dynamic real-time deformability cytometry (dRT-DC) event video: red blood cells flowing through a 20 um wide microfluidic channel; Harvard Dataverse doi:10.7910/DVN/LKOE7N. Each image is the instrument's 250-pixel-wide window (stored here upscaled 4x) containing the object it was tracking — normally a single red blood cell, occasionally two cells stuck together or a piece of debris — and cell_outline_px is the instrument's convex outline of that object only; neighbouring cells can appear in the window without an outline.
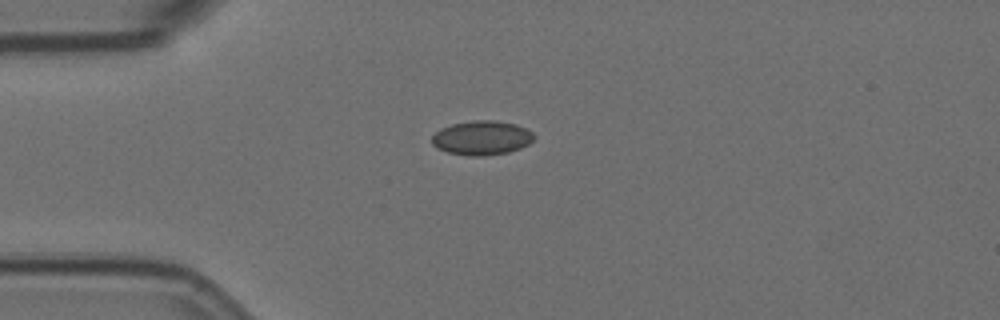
{"species": "Egyptian fruit bat (a non-hibernating species)", "species_latin": "Rousettus aegyptiacus", "temperature_condition": "room temperature", "stored_images_in_passage": 43, "camera_frame_rate_fps": 3000, "um_per_image_px": 0.085, "animal": {"sex": "female"}, "frame": {"image": 1, "passage_image": 1, "time_ms": 0.0, "image_size_px": [1000, 320], "cell_outline_px": [[536, 136], [528, 144], [520, 148], [508, 152], [484, 156], [468, 156], [448, 152], [436, 148], [432, 144], [432, 136], [440, 128], [452, 124], [472, 120], [496, 120], [516, 124], [532, 132]], "centroid_in_image_um": [40.94, 11.71], "position_along_channel_um": 44.1, "area_um2": 20.46}}
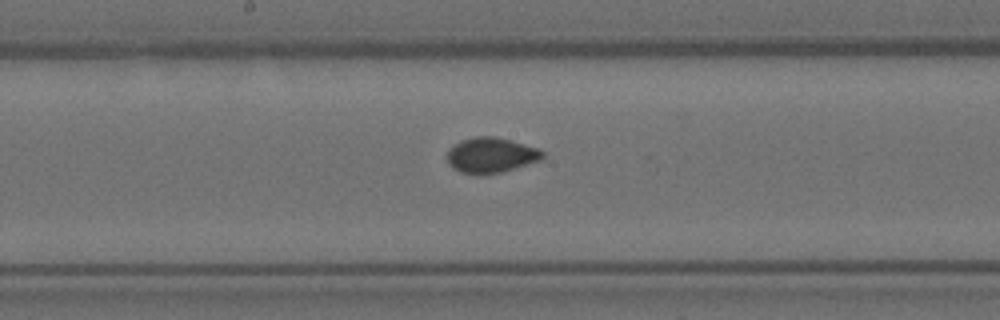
{"frame": {"image": 2, "passage_image": 16, "time_ms": 5.0, "image_size_px": [1000, 320], "cell_outline_px": [[544, 156], [540, 160], [500, 172], [460, 172], [452, 168], [448, 164], [448, 148], [452, 144], [460, 140], [476, 136], [496, 136], [536, 148], [544, 152]], "centroid_in_image_um": [41.69, 13.15], "position_along_channel_um": 206.5, "area_um2": 19.13}}
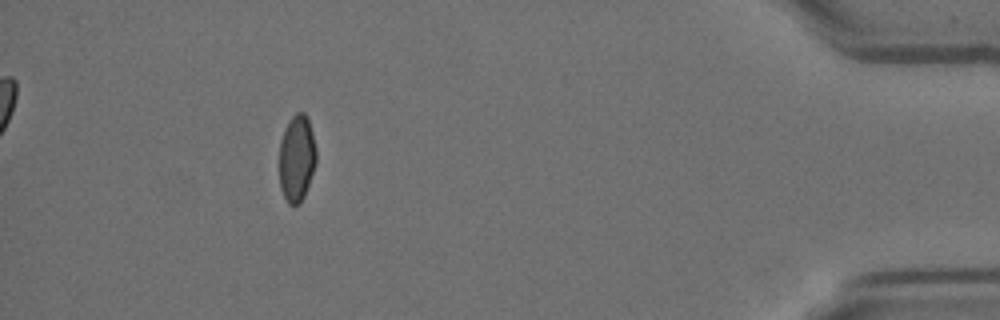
{"frame": {"image": 3, "passage_image": 38, "time_ms": 12.333, "image_size_px": [1000, 320], "cell_outline_px": [[316, 164], [304, 196], [300, 204], [288, 204], [280, 188], [280, 140], [284, 128], [292, 116], [296, 112], [304, 112], [308, 116], [316, 148]], "centroid_in_image_um": [25.23, 13.42], "position_along_channel_um": 410.0, "area_um2": 18.79}, "authors_computed_cell_mechanics": {"area_um2": 19.2474, "velocity_mm_per_s": 3.5971, "shape_relaxation_time_tau1_ms": null, "shape_relaxation_time_tau2_ms": 1.4233, "deformation_change_tau1": null, "deformation_change_tau2": 0.0435}}